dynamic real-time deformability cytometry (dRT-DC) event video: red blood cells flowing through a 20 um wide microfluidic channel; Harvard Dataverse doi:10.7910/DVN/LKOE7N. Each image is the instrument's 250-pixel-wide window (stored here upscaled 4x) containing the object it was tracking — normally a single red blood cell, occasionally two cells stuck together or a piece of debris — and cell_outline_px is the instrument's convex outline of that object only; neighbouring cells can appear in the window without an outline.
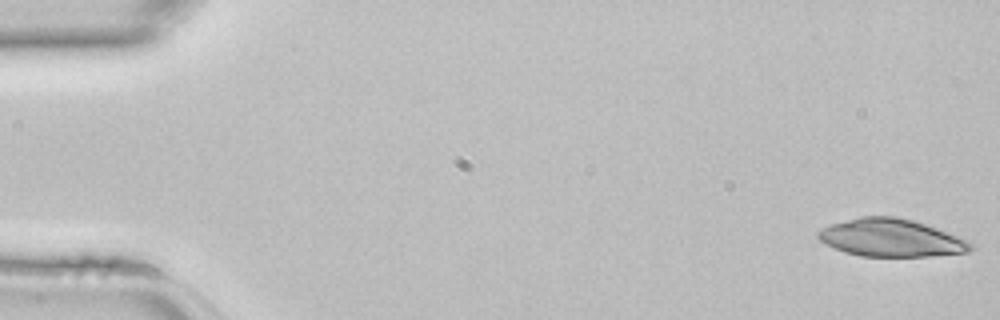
{"species": "common noctule bat (a hibernating species)", "species_latin": "Nyctalus noctula", "temperature_condition": "room temperature", "stored_images_in_passage": 44, "camera_frame_rate_fps": 3000, "um_per_image_px": 0.085, "animal": {"sex": "female", "body_mass_g": 22.7, "forearm_length_mm": 54.2}, "frame": {"image": 1, "passage_image": 1, "time_ms": 0.0, "image_size_px": [1000, 320], "cell_outline_px": [[972, 248], [968, 252], [932, 256], [860, 256], [844, 252], [820, 240], [816, 236], [816, 232], [832, 224], [860, 216], [896, 216], [912, 220], [960, 236], [968, 240], [972, 244]], "centroid_in_image_um": [75.76, 20.22], "position_along_channel_um": 9.2, "area_um2": 33.29}}